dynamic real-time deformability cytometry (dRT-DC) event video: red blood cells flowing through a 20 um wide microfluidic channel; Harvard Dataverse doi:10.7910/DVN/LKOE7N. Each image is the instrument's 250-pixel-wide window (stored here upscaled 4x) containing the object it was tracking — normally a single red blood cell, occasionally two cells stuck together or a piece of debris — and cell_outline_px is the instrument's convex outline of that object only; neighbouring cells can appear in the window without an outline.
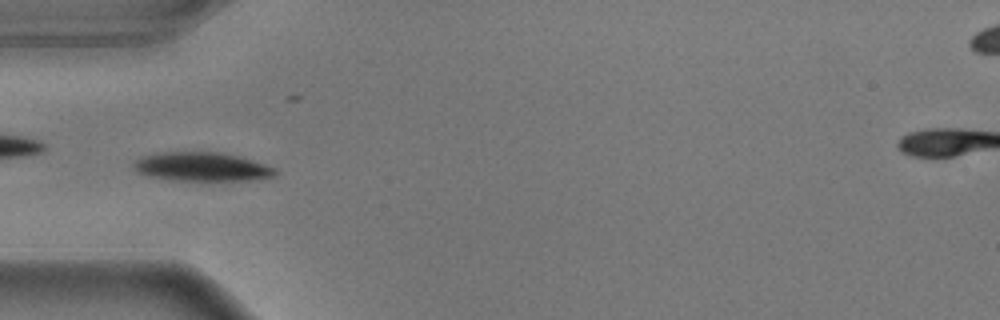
{"species": "common noctule bat (a hibernating species)", "species_latin": "Nyctalus noctula", "temperature_condition": "warm", "stored_images_in_passage": 45, "camera_frame_rate_fps": 3000, "um_per_image_px": 0.085, "animal": {"sex": "male", "body_mass_g": 17.9}, "frame": {"image": 1, "passage_image": 7, "time_ms": 2.0, "image_size_px": [1000, 320], "cell_outline_px": [[276, 176], [256, 180], [172, 180], [152, 176], [140, 172], [136, 168], [136, 160], [144, 156], [164, 152], [216, 152], [240, 156], [276, 168]], "centroid_in_image_um": [17.26, 14.18], "position_along_channel_um": 67.7, "area_um2": 23.35}}
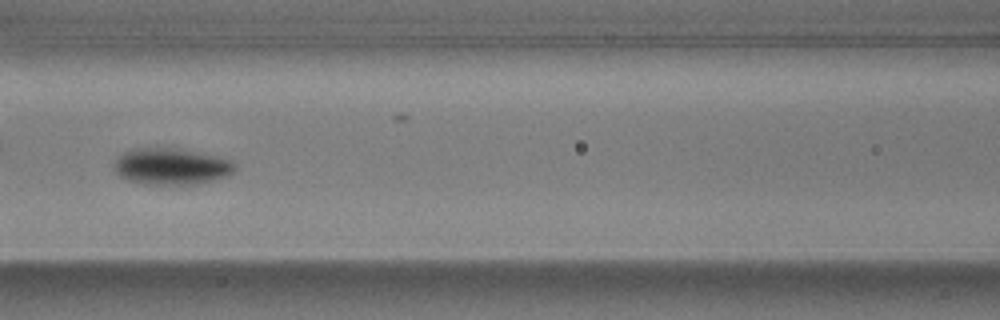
{"frame": {"image": 2, "passage_image": 14, "time_ms": 4.333, "image_size_px": [1000, 320], "cell_outline_px": [[236, 168], [228, 176], [196, 184], [144, 184], [128, 180], [120, 176], [116, 172], [116, 160], [124, 152], [132, 148], [180, 148], [216, 156], [232, 160], [236, 164]], "centroid_in_image_um": [14.6, 14.14], "position_along_channel_um": 152.0, "area_um2": 25.55}}
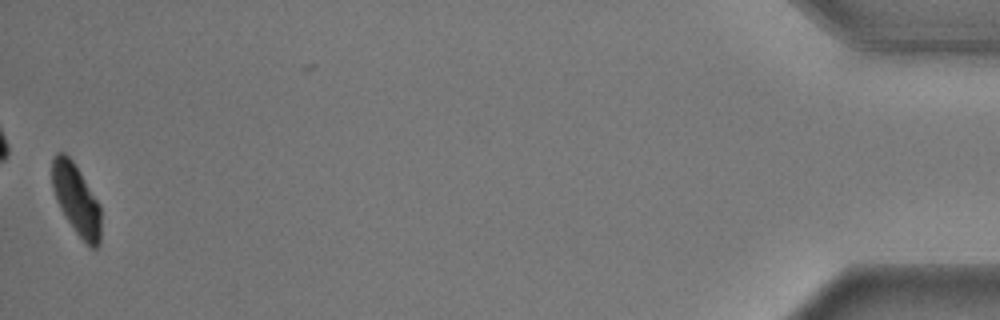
{"frame": {"image": 3, "passage_image": 45, "time_ms": 14.667, "image_size_px": [1000, 320], "cell_outline_px": [[100, 244], [96, 248], [92, 248], [76, 232], [60, 208], [56, 200], [52, 188], [52, 160], [56, 152], [64, 152], [72, 160], [80, 172], [100, 204]], "centroid_in_image_um": [6.48, 16.93], "position_along_channel_um": 428.7, "area_um2": 19.88}, "authors_computed_cell_mechanics": {"area_um2": 23.3512, "velocity_mm_per_s": 3.5811, "shape_relaxation_time_tau1_ms": 2.1227, "shape_relaxation_time_tau2_ms": null, "deformation_change_tau1": 0.1517, "deformation_change_tau2": null}}